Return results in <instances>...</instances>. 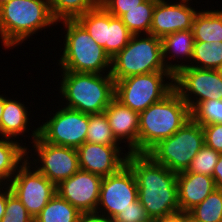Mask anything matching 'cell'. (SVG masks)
Here are the masks:
<instances>
[{
  "instance_id": "cell-8",
  "label": "cell",
  "mask_w": 222,
  "mask_h": 222,
  "mask_svg": "<svg viewBox=\"0 0 222 222\" xmlns=\"http://www.w3.org/2000/svg\"><path fill=\"white\" fill-rule=\"evenodd\" d=\"M165 78L171 82H166ZM174 89V74L151 72L115 82L114 98L137 113L166 97Z\"/></svg>"
},
{
  "instance_id": "cell-26",
  "label": "cell",
  "mask_w": 222,
  "mask_h": 222,
  "mask_svg": "<svg viewBox=\"0 0 222 222\" xmlns=\"http://www.w3.org/2000/svg\"><path fill=\"white\" fill-rule=\"evenodd\" d=\"M158 0H145L139 6L129 10L119 18L133 34H150L153 10Z\"/></svg>"
},
{
  "instance_id": "cell-37",
  "label": "cell",
  "mask_w": 222,
  "mask_h": 222,
  "mask_svg": "<svg viewBox=\"0 0 222 222\" xmlns=\"http://www.w3.org/2000/svg\"><path fill=\"white\" fill-rule=\"evenodd\" d=\"M77 222H112V219L96 211L81 212Z\"/></svg>"
},
{
  "instance_id": "cell-36",
  "label": "cell",
  "mask_w": 222,
  "mask_h": 222,
  "mask_svg": "<svg viewBox=\"0 0 222 222\" xmlns=\"http://www.w3.org/2000/svg\"><path fill=\"white\" fill-rule=\"evenodd\" d=\"M204 142L209 148L222 153V123L202 125Z\"/></svg>"
},
{
  "instance_id": "cell-29",
  "label": "cell",
  "mask_w": 222,
  "mask_h": 222,
  "mask_svg": "<svg viewBox=\"0 0 222 222\" xmlns=\"http://www.w3.org/2000/svg\"><path fill=\"white\" fill-rule=\"evenodd\" d=\"M132 33L119 17H115L109 13V26H107V42L106 53L112 59L118 52L123 50Z\"/></svg>"
},
{
  "instance_id": "cell-9",
  "label": "cell",
  "mask_w": 222,
  "mask_h": 222,
  "mask_svg": "<svg viewBox=\"0 0 222 222\" xmlns=\"http://www.w3.org/2000/svg\"><path fill=\"white\" fill-rule=\"evenodd\" d=\"M31 135L32 150H35L33 151L35 154H31V157H29L28 151L27 160L32 158L33 155H37L36 159L34 157L32 158L34 159L33 162L32 160L29 161L30 164L35 166L37 163H41L38 164L40 166H35L36 169L46 176L55 186L80 170L77 149L43 141L38 136V127L32 131Z\"/></svg>"
},
{
  "instance_id": "cell-4",
  "label": "cell",
  "mask_w": 222,
  "mask_h": 222,
  "mask_svg": "<svg viewBox=\"0 0 222 222\" xmlns=\"http://www.w3.org/2000/svg\"><path fill=\"white\" fill-rule=\"evenodd\" d=\"M61 97L67 101L64 107L86 114L103 113L115 95V81L106 74L62 71Z\"/></svg>"
},
{
  "instance_id": "cell-22",
  "label": "cell",
  "mask_w": 222,
  "mask_h": 222,
  "mask_svg": "<svg viewBox=\"0 0 222 222\" xmlns=\"http://www.w3.org/2000/svg\"><path fill=\"white\" fill-rule=\"evenodd\" d=\"M192 31L195 42H222V10L198 11Z\"/></svg>"
},
{
  "instance_id": "cell-10",
  "label": "cell",
  "mask_w": 222,
  "mask_h": 222,
  "mask_svg": "<svg viewBox=\"0 0 222 222\" xmlns=\"http://www.w3.org/2000/svg\"><path fill=\"white\" fill-rule=\"evenodd\" d=\"M174 89L192 112L201 102L222 100V77L218 70L186 66L174 74Z\"/></svg>"
},
{
  "instance_id": "cell-42",
  "label": "cell",
  "mask_w": 222,
  "mask_h": 222,
  "mask_svg": "<svg viewBox=\"0 0 222 222\" xmlns=\"http://www.w3.org/2000/svg\"><path fill=\"white\" fill-rule=\"evenodd\" d=\"M7 97H3V94L0 95V122H1V116H2V113H3V108H4V104H5V99Z\"/></svg>"
},
{
  "instance_id": "cell-38",
  "label": "cell",
  "mask_w": 222,
  "mask_h": 222,
  "mask_svg": "<svg viewBox=\"0 0 222 222\" xmlns=\"http://www.w3.org/2000/svg\"><path fill=\"white\" fill-rule=\"evenodd\" d=\"M3 188H4V190H3ZM11 192H12V190H11V187L8 183H0V221H1L2 217L5 215L7 196Z\"/></svg>"
},
{
  "instance_id": "cell-40",
  "label": "cell",
  "mask_w": 222,
  "mask_h": 222,
  "mask_svg": "<svg viewBox=\"0 0 222 222\" xmlns=\"http://www.w3.org/2000/svg\"><path fill=\"white\" fill-rule=\"evenodd\" d=\"M153 222H184V212L179 211L171 215L158 218Z\"/></svg>"
},
{
  "instance_id": "cell-41",
  "label": "cell",
  "mask_w": 222,
  "mask_h": 222,
  "mask_svg": "<svg viewBox=\"0 0 222 222\" xmlns=\"http://www.w3.org/2000/svg\"><path fill=\"white\" fill-rule=\"evenodd\" d=\"M184 222H199L190 213L184 212Z\"/></svg>"
},
{
  "instance_id": "cell-27",
  "label": "cell",
  "mask_w": 222,
  "mask_h": 222,
  "mask_svg": "<svg viewBox=\"0 0 222 222\" xmlns=\"http://www.w3.org/2000/svg\"><path fill=\"white\" fill-rule=\"evenodd\" d=\"M51 14L58 23L76 20L79 16L95 8L99 0H48Z\"/></svg>"
},
{
  "instance_id": "cell-25",
  "label": "cell",
  "mask_w": 222,
  "mask_h": 222,
  "mask_svg": "<svg viewBox=\"0 0 222 222\" xmlns=\"http://www.w3.org/2000/svg\"><path fill=\"white\" fill-rule=\"evenodd\" d=\"M80 211L57 193L48 201L34 222H77Z\"/></svg>"
},
{
  "instance_id": "cell-12",
  "label": "cell",
  "mask_w": 222,
  "mask_h": 222,
  "mask_svg": "<svg viewBox=\"0 0 222 222\" xmlns=\"http://www.w3.org/2000/svg\"><path fill=\"white\" fill-rule=\"evenodd\" d=\"M26 160L8 183L28 213L35 218L56 194V186ZM34 168V169H33ZM33 169V170H31Z\"/></svg>"
},
{
  "instance_id": "cell-34",
  "label": "cell",
  "mask_w": 222,
  "mask_h": 222,
  "mask_svg": "<svg viewBox=\"0 0 222 222\" xmlns=\"http://www.w3.org/2000/svg\"><path fill=\"white\" fill-rule=\"evenodd\" d=\"M112 222H153L143 205L136 200L112 218Z\"/></svg>"
},
{
  "instance_id": "cell-28",
  "label": "cell",
  "mask_w": 222,
  "mask_h": 222,
  "mask_svg": "<svg viewBox=\"0 0 222 222\" xmlns=\"http://www.w3.org/2000/svg\"><path fill=\"white\" fill-rule=\"evenodd\" d=\"M190 213L199 222H222V189H215Z\"/></svg>"
},
{
  "instance_id": "cell-32",
  "label": "cell",
  "mask_w": 222,
  "mask_h": 222,
  "mask_svg": "<svg viewBox=\"0 0 222 222\" xmlns=\"http://www.w3.org/2000/svg\"><path fill=\"white\" fill-rule=\"evenodd\" d=\"M191 118L200 125L222 123V100L201 102L191 112Z\"/></svg>"
},
{
  "instance_id": "cell-17",
  "label": "cell",
  "mask_w": 222,
  "mask_h": 222,
  "mask_svg": "<svg viewBox=\"0 0 222 222\" xmlns=\"http://www.w3.org/2000/svg\"><path fill=\"white\" fill-rule=\"evenodd\" d=\"M104 113L115 139L119 143L126 144L127 142L129 153H138L139 113L122 105L115 98L104 110Z\"/></svg>"
},
{
  "instance_id": "cell-16",
  "label": "cell",
  "mask_w": 222,
  "mask_h": 222,
  "mask_svg": "<svg viewBox=\"0 0 222 222\" xmlns=\"http://www.w3.org/2000/svg\"><path fill=\"white\" fill-rule=\"evenodd\" d=\"M188 1L192 0H179L176 4L158 0L153 10L150 34L162 39L177 31L192 30L198 11L189 6Z\"/></svg>"
},
{
  "instance_id": "cell-23",
  "label": "cell",
  "mask_w": 222,
  "mask_h": 222,
  "mask_svg": "<svg viewBox=\"0 0 222 222\" xmlns=\"http://www.w3.org/2000/svg\"><path fill=\"white\" fill-rule=\"evenodd\" d=\"M190 64H185L183 61L181 64L174 63V74L186 66L198 69L219 70L222 67V42H194Z\"/></svg>"
},
{
  "instance_id": "cell-24",
  "label": "cell",
  "mask_w": 222,
  "mask_h": 222,
  "mask_svg": "<svg viewBox=\"0 0 222 222\" xmlns=\"http://www.w3.org/2000/svg\"><path fill=\"white\" fill-rule=\"evenodd\" d=\"M88 32L91 38L106 52L107 26H109V12L100 4L76 19Z\"/></svg>"
},
{
  "instance_id": "cell-44",
  "label": "cell",
  "mask_w": 222,
  "mask_h": 222,
  "mask_svg": "<svg viewBox=\"0 0 222 222\" xmlns=\"http://www.w3.org/2000/svg\"><path fill=\"white\" fill-rule=\"evenodd\" d=\"M221 74V77H222V67L218 70Z\"/></svg>"
},
{
  "instance_id": "cell-43",
  "label": "cell",
  "mask_w": 222,
  "mask_h": 222,
  "mask_svg": "<svg viewBox=\"0 0 222 222\" xmlns=\"http://www.w3.org/2000/svg\"><path fill=\"white\" fill-rule=\"evenodd\" d=\"M9 1H11V0H0V7H1L4 3L9 2Z\"/></svg>"
},
{
  "instance_id": "cell-6",
  "label": "cell",
  "mask_w": 222,
  "mask_h": 222,
  "mask_svg": "<svg viewBox=\"0 0 222 222\" xmlns=\"http://www.w3.org/2000/svg\"><path fill=\"white\" fill-rule=\"evenodd\" d=\"M142 35L133 34L127 46L111 59L110 74L115 82L133 75L170 72L163 62L161 39Z\"/></svg>"
},
{
  "instance_id": "cell-15",
  "label": "cell",
  "mask_w": 222,
  "mask_h": 222,
  "mask_svg": "<svg viewBox=\"0 0 222 222\" xmlns=\"http://www.w3.org/2000/svg\"><path fill=\"white\" fill-rule=\"evenodd\" d=\"M121 149L123 148L119 145L84 142L77 148L80 170L94 173L102 178L117 173L126 165L129 154L128 151L124 154Z\"/></svg>"
},
{
  "instance_id": "cell-35",
  "label": "cell",
  "mask_w": 222,
  "mask_h": 222,
  "mask_svg": "<svg viewBox=\"0 0 222 222\" xmlns=\"http://www.w3.org/2000/svg\"><path fill=\"white\" fill-rule=\"evenodd\" d=\"M144 1L145 0H99V4L111 15L120 17Z\"/></svg>"
},
{
  "instance_id": "cell-19",
  "label": "cell",
  "mask_w": 222,
  "mask_h": 222,
  "mask_svg": "<svg viewBox=\"0 0 222 222\" xmlns=\"http://www.w3.org/2000/svg\"><path fill=\"white\" fill-rule=\"evenodd\" d=\"M25 105L15 99H5L3 113L0 122V136L4 138L15 139L25 134L28 129V114ZM14 137V138H13Z\"/></svg>"
},
{
  "instance_id": "cell-39",
  "label": "cell",
  "mask_w": 222,
  "mask_h": 222,
  "mask_svg": "<svg viewBox=\"0 0 222 222\" xmlns=\"http://www.w3.org/2000/svg\"><path fill=\"white\" fill-rule=\"evenodd\" d=\"M215 186L217 189H222V153L220 154L219 160L214 167L213 175Z\"/></svg>"
},
{
  "instance_id": "cell-21",
  "label": "cell",
  "mask_w": 222,
  "mask_h": 222,
  "mask_svg": "<svg viewBox=\"0 0 222 222\" xmlns=\"http://www.w3.org/2000/svg\"><path fill=\"white\" fill-rule=\"evenodd\" d=\"M18 141V142H17ZM20 140L11 138L0 139V182L8 183L11 181L18 168L27 160L28 147Z\"/></svg>"
},
{
  "instance_id": "cell-14",
  "label": "cell",
  "mask_w": 222,
  "mask_h": 222,
  "mask_svg": "<svg viewBox=\"0 0 222 222\" xmlns=\"http://www.w3.org/2000/svg\"><path fill=\"white\" fill-rule=\"evenodd\" d=\"M102 177L83 170L60 182L56 193L80 212H94L97 209Z\"/></svg>"
},
{
  "instance_id": "cell-30",
  "label": "cell",
  "mask_w": 222,
  "mask_h": 222,
  "mask_svg": "<svg viewBox=\"0 0 222 222\" xmlns=\"http://www.w3.org/2000/svg\"><path fill=\"white\" fill-rule=\"evenodd\" d=\"M86 142L102 145H119L115 139L105 113L89 114Z\"/></svg>"
},
{
  "instance_id": "cell-5",
  "label": "cell",
  "mask_w": 222,
  "mask_h": 222,
  "mask_svg": "<svg viewBox=\"0 0 222 222\" xmlns=\"http://www.w3.org/2000/svg\"><path fill=\"white\" fill-rule=\"evenodd\" d=\"M64 48L60 57L61 71L105 74L111 72V58L77 20H63Z\"/></svg>"
},
{
  "instance_id": "cell-20",
  "label": "cell",
  "mask_w": 222,
  "mask_h": 222,
  "mask_svg": "<svg viewBox=\"0 0 222 222\" xmlns=\"http://www.w3.org/2000/svg\"><path fill=\"white\" fill-rule=\"evenodd\" d=\"M194 42L195 40L192 30L177 31L161 39L162 57L167 70L174 74V65L173 63L171 64L169 61L173 57L175 59L176 57H179V59L181 58V60H183L184 58L185 62H191Z\"/></svg>"
},
{
  "instance_id": "cell-11",
  "label": "cell",
  "mask_w": 222,
  "mask_h": 222,
  "mask_svg": "<svg viewBox=\"0 0 222 222\" xmlns=\"http://www.w3.org/2000/svg\"><path fill=\"white\" fill-rule=\"evenodd\" d=\"M52 114L38 127V136L43 141L74 149L86 142L89 114L67 107Z\"/></svg>"
},
{
  "instance_id": "cell-7",
  "label": "cell",
  "mask_w": 222,
  "mask_h": 222,
  "mask_svg": "<svg viewBox=\"0 0 222 222\" xmlns=\"http://www.w3.org/2000/svg\"><path fill=\"white\" fill-rule=\"evenodd\" d=\"M205 144L202 125L189 119L169 138L160 140L146 154L175 173L186 171Z\"/></svg>"
},
{
  "instance_id": "cell-13",
  "label": "cell",
  "mask_w": 222,
  "mask_h": 222,
  "mask_svg": "<svg viewBox=\"0 0 222 222\" xmlns=\"http://www.w3.org/2000/svg\"><path fill=\"white\" fill-rule=\"evenodd\" d=\"M136 200H138L136 177L126 164L117 173L102 178L96 212L112 219Z\"/></svg>"
},
{
  "instance_id": "cell-33",
  "label": "cell",
  "mask_w": 222,
  "mask_h": 222,
  "mask_svg": "<svg viewBox=\"0 0 222 222\" xmlns=\"http://www.w3.org/2000/svg\"><path fill=\"white\" fill-rule=\"evenodd\" d=\"M0 222H34L25 206L14 193L7 196L5 215Z\"/></svg>"
},
{
  "instance_id": "cell-2",
  "label": "cell",
  "mask_w": 222,
  "mask_h": 222,
  "mask_svg": "<svg viewBox=\"0 0 222 222\" xmlns=\"http://www.w3.org/2000/svg\"><path fill=\"white\" fill-rule=\"evenodd\" d=\"M189 119L187 103L173 89L162 100L139 113L138 153H147L160 140L169 138Z\"/></svg>"
},
{
  "instance_id": "cell-31",
  "label": "cell",
  "mask_w": 222,
  "mask_h": 222,
  "mask_svg": "<svg viewBox=\"0 0 222 222\" xmlns=\"http://www.w3.org/2000/svg\"><path fill=\"white\" fill-rule=\"evenodd\" d=\"M219 157V152L207 147L204 144L196 156L191 160L190 165L186 171L212 176L214 167L217 164Z\"/></svg>"
},
{
  "instance_id": "cell-3",
  "label": "cell",
  "mask_w": 222,
  "mask_h": 222,
  "mask_svg": "<svg viewBox=\"0 0 222 222\" xmlns=\"http://www.w3.org/2000/svg\"><path fill=\"white\" fill-rule=\"evenodd\" d=\"M54 24L48 0H11L0 7V39L9 50Z\"/></svg>"
},
{
  "instance_id": "cell-18",
  "label": "cell",
  "mask_w": 222,
  "mask_h": 222,
  "mask_svg": "<svg viewBox=\"0 0 222 222\" xmlns=\"http://www.w3.org/2000/svg\"><path fill=\"white\" fill-rule=\"evenodd\" d=\"M178 202L180 211L189 212L215 189L212 176L183 171L177 173Z\"/></svg>"
},
{
  "instance_id": "cell-1",
  "label": "cell",
  "mask_w": 222,
  "mask_h": 222,
  "mask_svg": "<svg viewBox=\"0 0 222 222\" xmlns=\"http://www.w3.org/2000/svg\"><path fill=\"white\" fill-rule=\"evenodd\" d=\"M126 164L136 177L138 200L152 221L180 211L177 173L146 153H129Z\"/></svg>"
}]
</instances>
